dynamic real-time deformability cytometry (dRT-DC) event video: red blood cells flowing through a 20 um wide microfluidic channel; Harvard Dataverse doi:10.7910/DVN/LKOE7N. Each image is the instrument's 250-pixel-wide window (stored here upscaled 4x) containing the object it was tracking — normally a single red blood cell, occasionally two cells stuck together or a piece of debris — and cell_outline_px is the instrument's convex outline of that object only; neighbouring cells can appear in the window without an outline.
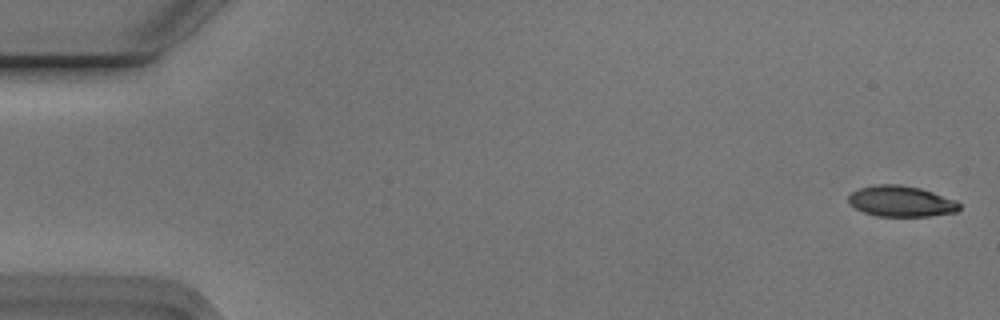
{"species": "Egyptian fruit bat (a non-hibernating species)", "species_latin": "Rousettus aegyptiacus", "temperature_condition": "cold", "stored_images_in_passage": 54, "camera_frame_rate_fps": 3000, "um_per_image_px": 0.085, "animal": {"sex": "male"}, "frame": {"image": 1, "passage_image": 1, "time_ms": 0.0, "image_size_px": [1000, 320], "cell_outline_px": [[960, 208], [956, 212], [928, 216], [876, 216], [864, 212], [848, 204], [848, 196], [852, 192], [860, 188], [876, 184], [900, 184], [920, 188], [956, 200], [960, 204]], "centroid_in_image_um": [76.58, 17.1], "position_along_channel_um": 8.4, "area_um2": 19.94}}
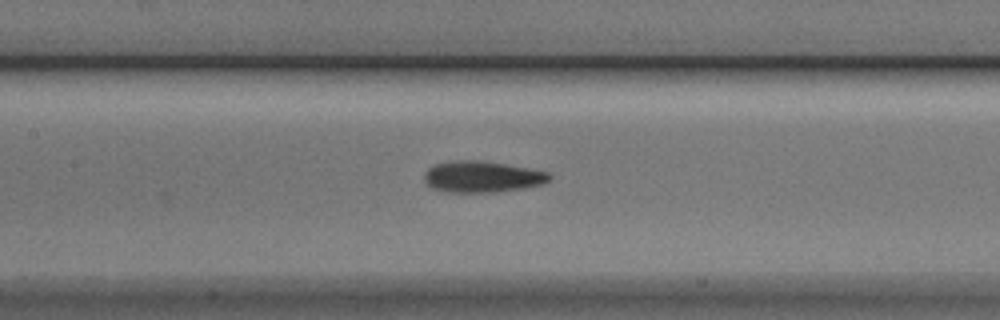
{"frame": {"image": 2, "passage_image": 25, "time_ms": 8.0, "image_size_px": [1000, 320], "cell_outline_px": [[552, 180], [544, 184], [524, 188], [496, 192], [448, 192], [432, 188], [424, 180], [424, 172], [428, 168], [436, 164], [456, 160], [480, 160], [528, 168], [548, 172], [552, 176]], "centroid_in_image_um": [41.01, 15.03], "position_along_channel_um": 166.4, "area_um2": 22.89}}
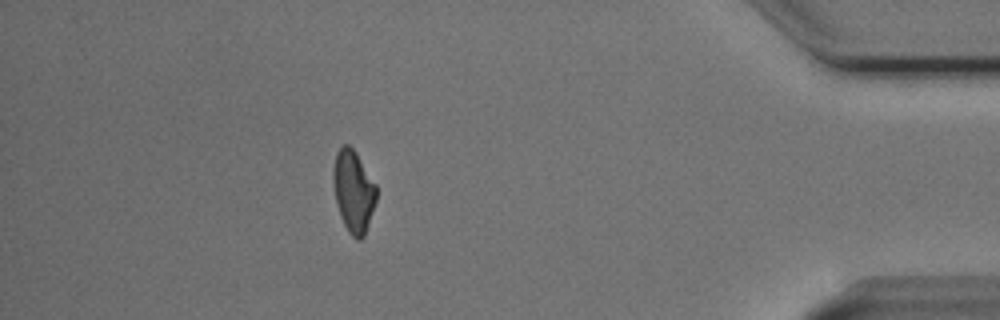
{"frame": {"image": 3, "passage_image": 48, "time_ms": 15.667, "image_size_px": [1000, 320], "cell_outline_px": [[376, 200], [364, 236], [360, 240], [356, 240], [348, 232], [340, 216], [336, 200], [332, 180], [332, 172], [336, 152], [344, 144], [348, 144], [356, 152], [376, 184]], "centroid_in_image_um": [30.03, 16.25], "position_along_channel_um": 405.2, "area_um2": 20.58}, "authors_computed_cell_mechanics": {"area_um2": 21.386, "velocity_mm_per_s": 3.7502, "shape_relaxation_time_tau1_ms": 5.2391, "shape_relaxation_time_tau2_ms": 3.2484, "deformation_change_tau1": 0.1682, "deformation_change_tau2": 0.1081}}